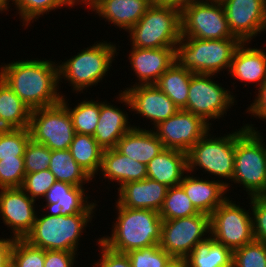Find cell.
Returning <instances> with one entry per match:
<instances>
[{
  "instance_id": "1",
  "label": "cell",
  "mask_w": 266,
  "mask_h": 267,
  "mask_svg": "<svg viewBox=\"0 0 266 267\" xmlns=\"http://www.w3.org/2000/svg\"><path fill=\"white\" fill-rule=\"evenodd\" d=\"M37 59L0 66V78L30 110L58 104L63 96L57 90L60 86L58 63Z\"/></svg>"
},
{
  "instance_id": "2",
  "label": "cell",
  "mask_w": 266,
  "mask_h": 267,
  "mask_svg": "<svg viewBox=\"0 0 266 267\" xmlns=\"http://www.w3.org/2000/svg\"><path fill=\"white\" fill-rule=\"evenodd\" d=\"M116 221L111 236H102L99 241L118 253L159 245L162 218L159 212L149 209H131L116 202Z\"/></svg>"
},
{
  "instance_id": "3",
  "label": "cell",
  "mask_w": 266,
  "mask_h": 267,
  "mask_svg": "<svg viewBox=\"0 0 266 267\" xmlns=\"http://www.w3.org/2000/svg\"><path fill=\"white\" fill-rule=\"evenodd\" d=\"M253 126L247 123L236 130L235 166L230 181L242 184L248 197L266 196V145Z\"/></svg>"
},
{
  "instance_id": "4",
  "label": "cell",
  "mask_w": 266,
  "mask_h": 267,
  "mask_svg": "<svg viewBox=\"0 0 266 267\" xmlns=\"http://www.w3.org/2000/svg\"><path fill=\"white\" fill-rule=\"evenodd\" d=\"M238 38L203 40L181 37L175 47V62L182 68L197 74L216 75L227 69L229 72Z\"/></svg>"
},
{
  "instance_id": "5",
  "label": "cell",
  "mask_w": 266,
  "mask_h": 267,
  "mask_svg": "<svg viewBox=\"0 0 266 267\" xmlns=\"http://www.w3.org/2000/svg\"><path fill=\"white\" fill-rule=\"evenodd\" d=\"M38 215L32 230L24 239L44 250L75 253L78 250V241L93 217V213H76L69 216Z\"/></svg>"
},
{
  "instance_id": "6",
  "label": "cell",
  "mask_w": 266,
  "mask_h": 267,
  "mask_svg": "<svg viewBox=\"0 0 266 267\" xmlns=\"http://www.w3.org/2000/svg\"><path fill=\"white\" fill-rule=\"evenodd\" d=\"M96 43V44H95ZM92 46L82 49L77 55L65 62H59V81L70 82L73 91L83 93L105 78L117 56V46L112 42H95ZM61 63V64H60Z\"/></svg>"
},
{
  "instance_id": "7",
  "label": "cell",
  "mask_w": 266,
  "mask_h": 267,
  "mask_svg": "<svg viewBox=\"0 0 266 267\" xmlns=\"http://www.w3.org/2000/svg\"><path fill=\"white\" fill-rule=\"evenodd\" d=\"M132 47H176L181 40L180 10L151 5L141 19L128 31Z\"/></svg>"
},
{
  "instance_id": "8",
  "label": "cell",
  "mask_w": 266,
  "mask_h": 267,
  "mask_svg": "<svg viewBox=\"0 0 266 267\" xmlns=\"http://www.w3.org/2000/svg\"><path fill=\"white\" fill-rule=\"evenodd\" d=\"M215 137V138H214ZM236 131L224 136L216 137L210 134V130L199 139L187 152L188 173L203 168L209 175L218 176L227 191L230 183L220 180H232L235 166ZM198 166V168H197Z\"/></svg>"
},
{
  "instance_id": "9",
  "label": "cell",
  "mask_w": 266,
  "mask_h": 267,
  "mask_svg": "<svg viewBox=\"0 0 266 267\" xmlns=\"http://www.w3.org/2000/svg\"><path fill=\"white\" fill-rule=\"evenodd\" d=\"M181 37L220 40L235 37L220 0H194L180 10Z\"/></svg>"
},
{
  "instance_id": "10",
  "label": "cell",
  "mask_w": 266,
  "mask_h": 267,
  "mask_svg": "<svg viewBox=\"0 0 266 267\" xmlns=\"http://www.w3.org/2000/svg\"><path fill=\"white\" fill-rule=\"evenodd\" d=\"M227 198L210 215V236L232 252L255 240L252 213Z\"/></svg>"
},
{
  "instance_id": "11",
  "label": "cell",
  "mask_w": 266,
  "mask_h": 267,
  "mask_svg": "<svg viewBox=\"0 0 266 267\" xmlns=\"http://www.w3.org/2000/svg\"><path fill=\"white\" fill-rule=\"evenodd\" d=\"M29 130L34 142L46 145L51 151L69 149L75 135L71 117L62 102L31 110Z\"/></svg>"
},
{
  "instance_id": "12",
  "label": "cell",
  "mask_w": 266,
  "mask_h": 267,
  "mask_svg": "<svg viewBox=\"0 0 266 267\" xmlns=\"http://www.w3.org/2000/svg\"><path fill=\"white\" fill-rule=\"evenodd\" d=\"M209 235L210 216L207 214L163 220L159 246L173 259H185L195 245L205 241Z\"/></svg>"
},
{
  "instance_id": "13",
  "label": "cell",
  "mask_w": 266,
  "mask_h": 267,
  "mask_svg": "<svg viewBox=\"0 0 266 267\" xmlns=\"http://www.w3.org/2000/svg\"><path fill=\"white\" fill-rule=\"evenodd\" d=\"M212 76L216 75L194 73L191 76L188 101L183 109L202 117L210 125L209 120L221 119L236 102V96L213 81Z\"/></svg>"
},
{
  "instance_id": "14",
  "label": "cell",
  "mask_w": 266,
  "mask_h": 267,
  "mask_svg": "<svg viewBox=\"0 0 266 267\" xmlns=\"http://www.w3.org/2000/svg\"><path fill=\"white\" fill-rule=\"evenodd\" d=\"M211 125L202 117L185 110L177 111L173 116L153 127L156 136L164 148L188 152L201 139Z\"/></svg>"
},
{
  "instance_id": "15",
  "label": "cell",
  "mask_w": 266,
  "mask_h": 267,
  "mask_svg": "<svg viewBox=\"0 0 266 267\" xmlns=\"http://www.w3.org/2000/svg\"><path fill=\"white\" fill-rule=\"evenodd\" d=\"M118 102L125 103L135 114L153 121L154 127L173 116L178 107L155 84L133 85L121 90Z\"/></svg>"
},
{
  "instance_id": "16",
  "label": "cell",
  "mask_w": 266,
  "mask_h": 267,
  "mask_svg": "<svg viewBox=\"0 0 266 267\" xmlns=\"http://www.w3.org/2000/svg\"><path fill=\"white\" fill-rule=\"evenodd\" d=\"M232 34L241 42H248L266 31L265 0H220Z\"/></svg>"
},
{
  "instance_id": "17",
  "label": "cell",
  "mask_w": 266,
  "mask_h": 267,
  "mask_svg": "<svg viewBox=\"0 0 266 267\" xmlns=\"http://www.w3.org/2000/svg\"><path fill=\"white\" fill-rule=\"evenodd\" d=\"M0 215L5 226L10 227L13 238H25L32 230L38 211L35 200L21 187L0 188Z\"/></svg>"
},
{
  "instance_id": "18",
  "label": "cell",
  "mask_w": 266,
  "mask_h": 267,
  "mask_svg": "<svg viewBox=\"0 0 266 267\" xmlns=\"http://www.w3.org/2000/svg\"><path fill=\"white\" fill-rule=\"evenodd\" d=\"M138 84H156L165 71L175 62V47H132L128 58Z\"/></svg>"
},
{
  "instance_id": "19",
  "label": "cell",
  "mask_w": 266,
  "mask_h": 267,
  "mask_svg": "<svg viewBox=\"0 0 266 267\" xmlns=\"http://www.w3.org/2000/svg\"><path fill=\"white\" fill-rule=\"evenodd\" d=\"M83 187L56 181L44 197L46 206H43V209L47 210L46 214L69 216L76 213H94L93 210L97 204L89 202L88 198L90 197L85 193L87 190H84Z\"/></svg>"
},
{
  "instance_id": "20",
  "label": "cell",
  "mask_w": 266,
  "mask_h": 267,
  "mask_svg": "<svg viewBox=\"0 0 266 267\" xmlns=\"http://www.w3.org/2000/svg\"><path fill=\"white\" fill-rule=\"evenodd\" d=\"M169 187L149 178L132 181L118 188L120 206L131 209H149L159 212Z\"/></svg>"
},
{
  "instance_id": "21",
  "label": "cell",
  "mask_w": 266,
  "mask_h": 267,
  "mask_svg": "<svg viewBox=\"0 0 266 267\" xmlns=\"http://www.w3.org/2000/svg\"><path fill=\"white\" fill-rule=\"evenodd\" d=\"M151 5L150 0H92L88 7L102 19L128 31Z\"/></svg>"
},
{
  "instance_id": "22",
  "label": "cell",
  "mask_w": 266,
  "mask_h": 267,
  "mask_svg": "<svg viewBox=\"0 0 266 267\" xmlns=\"http://www.w3.org/2000/svg\"><path fill=\"white\" fill-rule=\"evenodd\" d=\"M199 213L211 215L228 197L226 186L217 180L184 175L179 184Z\"/></svg>"
},
{
  "instance_id": "23",
  "label": "cell",
  "mask_w": 266,
  "mask_h": 267,
  "mask_svg": "<svg viewBox=\"0 0 266 267\" xmlns=\"http://www.w3.org/2000/svg\"><path fill=\"white\" fill-rule=\"evenodd\" d=\"M246 44L249 45L248 42H241L236 48L229 73L240 82L257 83L256 87H259L266 80V52L247 47Z\"/></svg>"
},
{
  "instance_id": "24",
  "label": "cell",
  "mask_w": 266,
  "mask_h": 267,
  "mask_svg": "<svg viewBox=\"0 0 266 267\" xmlns=\"http://www.w3.org/2000/svg\"><path fill=\"white\" fill-rule=\"evenodd\" d=\"M146 166L147 178L168 187L177 186L182 181L184 174H188L187 153L165 148Z\"/></svg>"
},
{
  "instance_id": "25",
  "label": "cell",
  "mask_w": 266,
  "mask_h": 267,
  "mask_svg": "<svg viewBox=\"0 0 266 267\" xmlns=\"http://www.w3.org/2000/svg\"><path fill=\"white\" fill-rule=\"evenodd\" d=\"M122 155L147 165L165 148L153 129L135 126L127 132L115 147Z\"/></svg>"
},
{
  "instance_id": "26",
  "label": "cell",
  "mask_w": 266,
  "mask_h": 267,
  "mask_svg": "<svg viewBox=\"0 0 266 267\" xmlns=\"http://www.w3.org/2000/svg\"><path fill=\"white\" fill-rule=\"evenodd\" d=\"M99 173L105 179L116 181L120 188L128 182L147 178V166L112 148L104 150Z\"/></svg>"
},
{
  "instance_id": "27",
  "label": "cell",
  "mask_w": 266,
  "mask_h": 267,
  "mask_svg": "<svg viewBox=\"0 0 266 267\" xmlns=\"http://www.w3.org/2000/svg\"><path fill=\"white\" fill-rule=\"evenodd\" d=\"M128 114L107 102L101 101V110L94 138L103 150L115 148L117 142L134 126Z\"/></svg>"
},
{
  "instance_id": "28",
  "label": "cell",
  "mask_w": 266,
  "mask_h": 267,
  "mask_svg": "<svg viewBox=\"0 0 266 267\" xmlns=\"http://www.w3.org/2000/svg\"><path fill=\"white\" fill-rule=\"evenodd\" d=\"M31 110L0 78V129L29 128Z\"/></svg>"
},
{
  "instance_id": "29",
  "label": "cell",
  "mask_w": 266,
  "mask_h": 267,
  "mask_svg": "<svg viewBox=\"0 0 266 267\" xmlns=\"http://www.w3.org/2000/svg\"><path fill=\"white\" fill-rule=\"evenodd\" d=\"M233 252L209 236L185 258L188 267H232Z\"/></svg>"
},
{
  "instance_id": "30",
  "label": "cell",
  "mask_w": 266,
  "mask_h": 267,
  "mask_svg": "<svg viewBox=\"0 0 266 267\" xmlns=\"http://www.w3.org/2000/svg\"><path fill=\"white\" fill-rule=\"evenodd\" d=\"M194 73L174 62L155 84L182 110L186 107L191 76Z\"/></svg>"
},
{
  "instance_id": "31",
  "label": "cell",
  "mask_w": 266,
  "mask_h": 267,
  "mask_svg": "<svg viewBox=\"0 0 266 267\" xmlns=\"http://www.w3.org/2000/svg\"><path fill=\"white\" fill-rule=\"evenodd\" d=\"M69 151L78 165L93 179L101 167L104 150L92 135L75 133Z\"/></svg>"
},
{
  "instance_id": "32",
  "label": "cell",
  "mask_w": 266,
  "mask_h": 267,
  "mask_svg": "<svg viewBox=\"0 0 266 267\" xmlns=\"http://www.w3.org/2000/svg\"><path fill=\"white\" fill-rule=\"evenodd\" d=\"M49 170L56 181L73 186H83L92 181V178L74 160L69 149L52 151Z\"/></svg>"
},
{
  "instance_id": "33",
  "label": "cell",
  "mask_w": 266,
  "mask_h": 267,
  "mask_svg": "<svg viewBox=\"0 0 266 267\" xmlns=\"http://www.w3.org/2000/svg\"><path fill=\"white\" fill-rule=\"evenodd\" d=\"M93 100H83L72 109L65 95L62 96L61 102L69 112L75 133L94 136L99 121L101 101Z\"/></svg>"
},
{
  "instance_id": "34",
  "label": "cell",
  "mask_w": 266,
  "mask_h": 267,
  "mask_svg": "<svg viewBox=\"0 0 266 267\" xmlns=\"http://www.w3.org/2000/svg\"><path fill=\"white\" fill-rule=\"evenodd\" d=\"M162 220L189 217L199 212L180 185L169 187L163 206L159 211Z\"/></svg>"
},
{
  "instance_id": "35",
  "label": "cell",
  "mask_w": 266,
  "mask_h": 267,
  "mask_svg": "<svg viewBox=\"0 0 266 267\" xmlns=\"http://www.w3.org/2000/svg\"><path fill=\"white\" fill-rule=\"evenodd\" d=\"M14 8L17 9L21 22L24 27H28L35 19L41 17L50 11L60 9L64 5L71 7L65 0H14ZM32 21V22H31Z\"/></svg>"
},
{
  "instance_id": "36",
  "label": "cell",
  "mask_w": 266,
  "mask_h": 267,
  "mask_svg": "<svg viewBox=\"0 0 266 267\" xmlns=\"http://www.w3.org/2000/svg\"><path fill=\"white\" fill-rule=\"evenodd\" d=\"M30 139L29 128L0 129V160L23 158L25 147Z\"/></svg>"
},
{
  "instance_id": "37",
  "label": "cell",
  "mask_w": 266,
  "mask_h": 267,
  "mask_svg": "<svg viewBox=\"0 0 266 267\" xmlns=\"http://www.w3.org/2000/svg\"><path fill=\"white\" fill-rule=\"evenodd\" d=\"M11 260L16 267H44L45 250L31 245L24 238L14 239Z\"/></svg>"
},
{
  "instance_id": "38",
  "label": "cell",
  "mask_w": 266,
  "mask_h": 267,
  "mask_svg": "<svg viewBox=\"0 0 266 267\" xmlns=\"http://www.w3.org/2000/svg\"><path fill=\"white\" fill-rule=\"evenodd\" d=\"M232 267H266V243L254 240L234 250Z\"/></svg>"
},
{
  "instance_id": "39",
  "label": "cell",
  "mask_w": 266,
  "mask_h": 267,
  "mask_svg": "<svg viewBox=\"0 0 266 267\" xmlns=\"http://www.w3.org/2000/svg\"><path fill=\"white\" fill-rule=\"evenodd\" d=\"M126 254L132 267H167L173 260L159 245L132 250Z\"/></svg>"
},
{
  "instance_id": "40",
  "label": "cell",
  "mask_w": 266,
  "mask_h": 267,
  "mask_svg": "<svg viewBox=\"0 0 266 267\" xmlns=\"http://www.w3.org/2000/svg\"><path fill=\"white\" fill-rule=\"evenodd\" d=\"M51 154L52 151L46 145L36 143L30 139L23 156L26 174L49 169Z\"/></svg>"
},
{
  "instance_id": "41",
  "label": "cell",
  "mask_w": 266,
  "mask_h": 267,
  "mask_svg": "<svg viewBox=\"0 0 266 267\" xmlns=\"http://www.w3.org/2000/svg\"><path fill=\"white\" fill-rule=\"evenodd\" d=\"M25 175L24 158L0 160V188L22 187Z\"/></svg>"
},
{
  "instance_id": "42",
  "label": "cell",
  "mask_w": 266,
  "mask_h": 267,
  "mask_svg": "<svg viewBox=\"0 0 266 267\" xmlns=\"http://www.w3.org/2000/svg\"><path fill=\"white\" fill-rule=\"evenodd\" d=\"M55 182V176L49 169H46L41 172L26 174L21 188L36 201V198L44 199L47 191Z\"/></svg>"
},
{
  "instance_id": "43",
  "label": "cell",
  "mask_w": 266,
  "mask_h": 267,
  "mask_svg": "<svg viewBox=\"0 0 266 267\" xmlns=\"http://www.w3.org/2000/svg\"><path fill=\"white\" fill-rule=\"evenodd\" d=\"M251 213L253 220V233L256 241L266 243V196H252Z\"/></svg>"
},
{
  "instance_id": "44",
  "label": "cell",
  "mask_w": 266,
  "mask_h": 267,
  "mask_svg": "<svg viewBox=\"0 0 266 267\" xmlns=\"http://www.w3.org/2000/svg\"><path fill=\"white\" fill-rule=\"evenodd\" d=\"M97 244L101 248V257L96 263H93L94 267H132L127 254L110 250L99 241V238Z\"/></svg>"
},
{
  "instance_id": "45",
  "label": "cell",
  "mask_w": 266,
  "mask_h": 267,
  "mask_svg": "<svg viewBox=\"0 0 266 267\" xmlns=\"http://www.w3.org/2000/svg\"><path fill=\"white\" fill-rule=\"evenodd\" d=\"M76 254L75 252L45 250L44 267H73L77 258Z\"/></svg>"
},
{
  "instance_id": "46",
  "label": "cell",
  "mask_w": 266,
  "mask_h": 267,
  "mask_svg": "<svg viewBox=\"0 0 266 267\" xmlns=\"http://www.w3.org/2000/svg\"><path fill=\"white\" fill-rule=\"evenodd\" d=\"M258 95L248 107L246 113L266 122V80L259 86Z\"/></svg>"
},
{
  "instance_id": "47",
  "label": "cell",
  "mask_w": 266,
  "mask_h": 267,
  "mask_svg": "<svg viewBox=\"0 0 266 267\" xmlns=\"http://www.w3.org/2000/svg\"><path fill=\"white\" fill-rule=\"evenodd\" d=\"M14 239L11 235L10 238H0V267H4L5 264L11 259V251L14 244Z\"/></svg>"
},
{
  "instance_id": "48",
  "label": "cell",
  "mask_w": 266,
  "mask_h": 267,
  "mask_svg": "<svg viewBox=\"0 0 266 267\" xmlns=\"http://www.w3.org/2000/svg\"><path fill=\"white\" fill-rule=\"evenodd\" d=\"M194 0H150L152 5L169 6L181 10Z\"/></svg>"
},
{
  "instance_id": "49",
  "label": "cell",
  "mask_w": 266,
  "mask_h": 267,
  "mask_svg": "<svg viewBox=\"0 0 266 267\" xmlns=\"http://www.w3.org/2000/svg\"><path fill=\"white\" fill-rule=\"evenodd\" d=\"M167 267H188L185 259H173Z\"/></svg>"
},
{
  "instance_id": "50",
  "label": "cell",
  "mask_w": 266,
  "mask_h": 267,
  "mask_svg": "<svg viewBox=\"0 0 266 267\" xmlns=\"http://www.w3.org/2000/svg\"><path fill=\"white\" fill-rule=\"evenodd\" d=\"M71 7H73L76 3L79 5L84 4L87 7L91 4L92 0H65Z\"/></svg>"
},
{
  "instance_id": "51",
  "label": "cell",
  "mask_w": 266,
  "mask_h": 267,
  "mask_svg": "<svg viewBox=\"0 0 266 267\" xmlns=\"http://www.w3.org/2000/svg\"><path fill=\"white\" fill-rule=\"evenodd\" d=\"M10 1L14 2V0H0V12H1V14H2V12L7 11L11 7L9 5Z\"/></svg>"
},
{
  "instance_id": "52",
  "label": "cell",
  "mask_w": 266,
  "mask_h": 267,
  "mask_svg": "<svg viewBox=\"0 0 266 267\" xmlns=\"http://www.w3.org/2000/svg\"><path fill=\"white\" fill-rule=\"evenodd\" d=\"M4 267H16V265L14 264V262L10 259Z\"/></svg>"
}]
</instances>
